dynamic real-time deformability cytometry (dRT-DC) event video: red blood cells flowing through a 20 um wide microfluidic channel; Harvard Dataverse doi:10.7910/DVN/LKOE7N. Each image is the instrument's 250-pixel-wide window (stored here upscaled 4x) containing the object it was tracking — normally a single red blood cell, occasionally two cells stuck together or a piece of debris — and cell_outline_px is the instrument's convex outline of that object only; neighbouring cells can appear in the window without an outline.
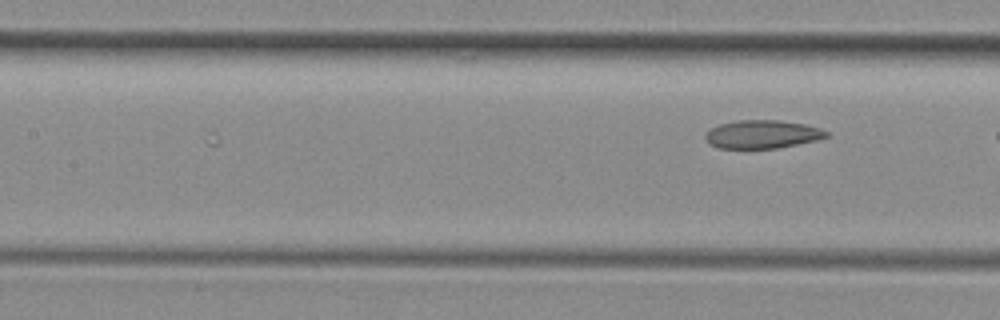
{"species": "common noctule bat (a hibernating species)", "species_latin": "Nyctalus noctula", "temperature_condition": "room temperature", "stored_images_in_passage": 8, "camera_frame_rate_fps": 3000, "um_per_image_px": 0.085, "animal": {"sex": "female", "body_mass_g": 29.2, "forearm_length_mm": 56.3}, "frame": {"image": 1, "passage_image": 8, "time_ms": 2.333, "image_size_px": [1000, 320], "cell_outline_px": [[828, 136], [816, 140], [776, 148], [720, 148], [708, 144], [704, 136], [712, 128], [720, 124], [736, 120], [780, 120], [804, 124], [820, 128], [828, 132]], "centroid_in_image_um": [64.78, 11.41], "position_along_channel_um": 142.6, "area_um2": 19.77}}